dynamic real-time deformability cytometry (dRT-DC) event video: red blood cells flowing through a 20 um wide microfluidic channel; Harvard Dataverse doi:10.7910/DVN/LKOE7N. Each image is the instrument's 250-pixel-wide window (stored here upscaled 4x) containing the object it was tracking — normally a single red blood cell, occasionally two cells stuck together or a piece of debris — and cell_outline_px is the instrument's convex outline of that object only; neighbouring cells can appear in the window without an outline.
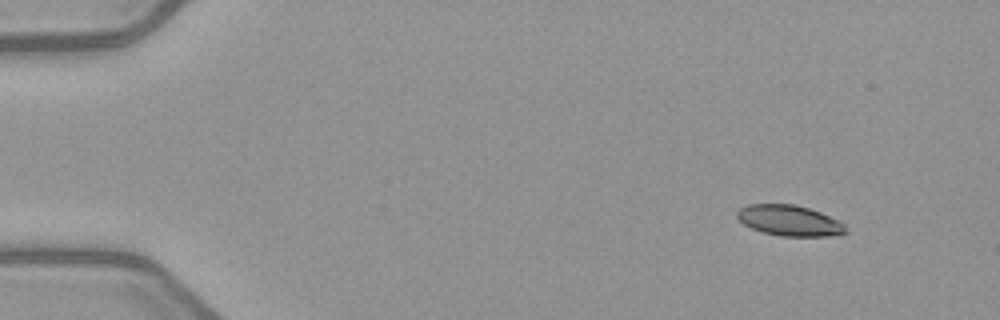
{"species": "common noctule bat (a hibernating species)", "species_latin": "Nyctalus noctula", "temperature_condition": "warm", "stored_images_in_passage": 4, "camera_frame_rate_fps": 3000, "um_per_image_px": 0.085, "animal": {"sex": "female", "body_mass_g": 21.9}, "frame": {"image": 1, "passage_image": 1, "time_ms": 0.0, "image_size_px": [1000, 320], "cell_outline_px": [[848, 232], [828, 236], [780, 236], [760, 232], [744, 224], [736, 216], [736, 212], [740, 208], [748, 204], [792, 204], [808, 208], [820, 212], [840, 220], [844, 224]], "centroid_in_image_um": [67.1, 18.75], "position_along_channel_um": 17.9, "area_um2": 19.48}}
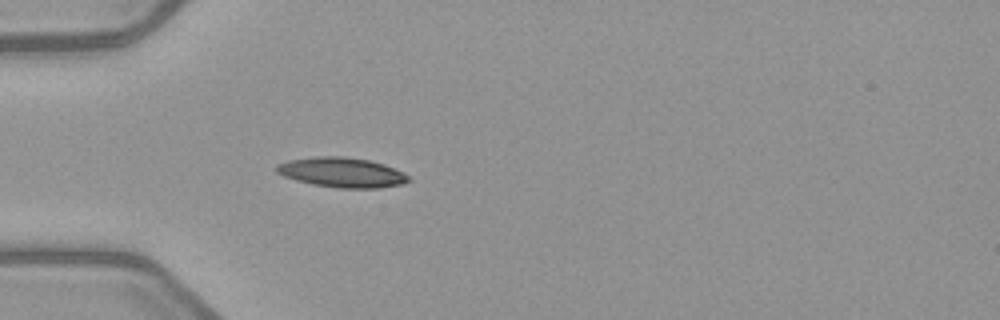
{"frame": {"image": 2, "passage_image": 4, "time_ms": 3.667, "image_size_px": [1000, 320], "cell_outline_px": [[412, 180], [404, 184], [380, 188], [340, 188], [312, 184], [296, 180], [284, 176], [276, 172], [276, 164], [288, 160], [316, 156], [344, 156], [368, 160], [384, 164], [404, 172]], "centroid_in_image_um": [29.08, 14.65], "position_along_channel_um": 55.9, "area_um2": 23.12}}